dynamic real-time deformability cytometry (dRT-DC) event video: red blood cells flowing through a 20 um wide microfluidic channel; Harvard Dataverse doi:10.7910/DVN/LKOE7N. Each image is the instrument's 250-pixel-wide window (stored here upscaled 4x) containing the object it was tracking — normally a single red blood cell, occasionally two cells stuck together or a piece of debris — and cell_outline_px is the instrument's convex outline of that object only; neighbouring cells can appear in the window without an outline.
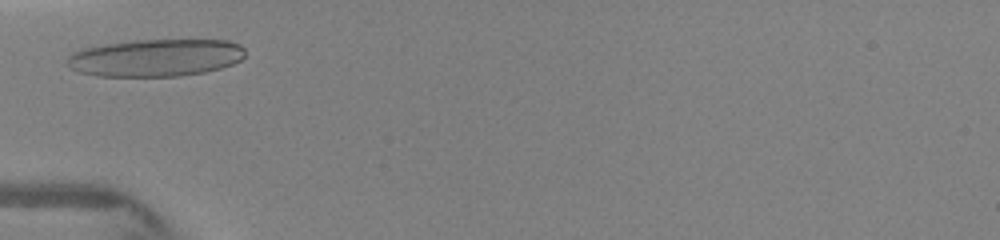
{"species": "human", "species_latin": "Homo sapiens", "temperature_condition": "warm", "stored_images_in_passage": 6, "camera_frame_rate_fps": 3000, "um_per_image_px": 0.085, "donor": {"sex": "female"}, "frame": {"image": 1, "passage_image": 1, "time_ms": 0.0, "image_size_px": [1000, 240], "cell_outline_px": [[244, 56], [240, 60], [232, 64], [220, 68], [204, 72], [180, 76], [96, 76], [80, 72], [68, 68], [68, 56], [72, 52], [84, 48], [104, 44], [136, 40], [228, 40], [240, 44], [244, 48]], "centroid_in_image_um": [13.22, 4.91], "position_along_channel_um": 71.8, "area_um2": 38.84}}